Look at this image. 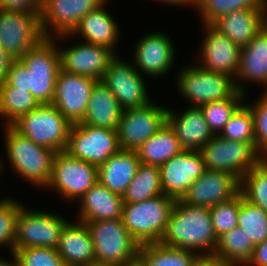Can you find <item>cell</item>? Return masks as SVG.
I'll use <instances>...</instances> for the list:
<instances>
[{
	"instance_id": "cell-30",
	"label": "cell",
	"mask_w": 267,
	"mask_h": 266,
	"mask_svg": "<svg viewBox=\"0 0 267 266\" xmlns=\"http://www.w3.org/2000/svg\"><path fill=\"white\" fill-rule=\"evenodd\" d=\"M184 150L174 130L166 122L159 131L147 139L136 151L140 163L161 166Z\"/></svg>"
},
{
	"instance_id": "cell-20",
	"label": "cell",
	"mask_w": 267,
	"mask_h": 266,
	"mask_svg": "<svg viewBox=\"0 0 267 266\" xmlns=\"http://www.w3.org/2000/svg\"><path fill=\"white\" fill-rule=\"evenodd\" d=\"M134 49L133 65L142 74L166 76L175 62V49L172 40L164 32L145 34L137 40Z\"/></svg>"
},
{
	"instance_id": "cell-33",
	"label": "cell",
	"mask_w": 267,
	"mask_h": 266,
	"mask_svg": "<svg viewBox=\"0 0 267 266\" xmlns=\"http://www.w3.org/2000/svg\"><path fill=\"white\" fill-rule=\"evenodd\" d=\"M162 194L159 166L140 163L123 195V203L143 202Z\"/></svg>"
},
{
	"instance_id": "cell-39",
	"label": "cell",
	"mask_w": 267,
	"mask_h": 266,
	"mask_svg": "<svg viewBox=\"0 0 267 266\" xmlns=\"http://www.w3.org/2000/svg\"><path fill=\"white\" fill-rule=\"evenodd\" d=\"M227 140L252 143L256 147L253 113L247 104H242L219 134Z\"/></svg>"
},
{
	"instance_id": "cell-11",
	"label": "cell",
	"mask_w": 267,
	"mask_h": 266,
	"mask_svg": "<svg viewBox=\"0 0 267 266\" xmlns=\"http://www.w3.org/2000/svg\"><path fill=\"white\" fill-rule=\"evenodd\" d=\"M68 222L61 215L43 210H29L23 206L17 217L14 252L27 247L56 249L61 231Z\"/></svg>"
},
{
	"instance_id": "cell-47",
	"label": "cell",
	"mask_w": 267,
	"mask_h": 266,
	"mask_svg": "<svg viewBox=\"0 0 267 266\" xmlns=\"http://www.w3.org/2000/svg\"><path fill=\"white\" fill-rule=\"evenodd\" d=\"M192 266H230L213 256H200Z\"/></svg>"
},
{
	"instance_id": "cell-22",
	"label": "cell",
	"mask_w": 267,
	"mask_h": 266,
	"mask_svg": "<svg viewBox=\"0 0 267 266\" xmlns=\"http://www.w3.org/2000/svg\"><path fill=\"white\" fill-rule=\"evenodd\" d=\"M107 2L108 0H105L96 9L84 15L71 34L58 35L52 38L54 40L60 38L64 40L66 38L68 39V37L71 39L73 36L75 38L78 35V38L83 37V40H85L83 42L107 47L115 54H118L115 48H117L119 41L120 30L118 22L105 9Z\"/></svg>"
},
{
	"instance_id": "cell-31",
	"label": "cell",
	"mask_w": 267,
	"mask_h": 266,
	"mask_svg": "<svg viewBox=\"0 0 267 266\" xmlns=\"http://www.w3.org/2000/svg\"><path fill=\"white\" fill-rule=\"evenodd\" d=\"M200 256L191 250L158 243L140 245L139 266H192Z\"/></svg>"
},
{
	"instance_id": "cell-45",
	"label": "cell",
	"mask_w": 267,
	"mask_h": 266,
	"mask_svg": "<svg viewBox=\"0 0 267 266\" xmlns=\"http://www.w3.org/2000/svg\"><path fill=\"white\" fill-rule=\"evenodd\" d=\"M267 266V240L256 245L253 255L246 266Z\"/></svg>"
},
{
	"instance_id": "cell-16",
	"label": "cell",
	"mask_w": 267,
	"mask_h": 266,
	"mask_svg": "<svg viewBox=\"0 0 267 266\" xmlns=\"http://www.w3.org/2000/svg\"><path fill=\"white\" fill-rule=\"evenodd\" d=\"M164 195L180 199L207 170L200 151L182 150L159 166Z\"/></svg>"
},
{
	"instance_id": "cell-27",
	"label": "cell",
	"mask_w": 267,
	"mask_h": 266,
	"mask_svg": "<svg viewBox=\"0 0 267 266\" xmlns=\"http://www.w3.org/2000/svg\"><path fill=\"white\" fill-rule=\"evenodd\" d=\"M68 222L61 231L56 248L66 266H93L96 264L93 241L87 225Z\"/></svg>"
},
{
	"instance_id": "cell-25",
	"label": "cell",
	"mask_w": 267,
	"mask_h": 266,
	"mask_svg": "<svg viewBox=\"0 0 267 266\" xmlns=\"http://www.w3.org/2000/svg\"><path fill=\"white\" fill-rule=\"evenodd\" d=\"M167 108V123L174 130L181 147L200 151L213 136L200 107H190L182 113Z\"/></svg>"
},
{
	"instance_id": "cell-49",
	"label": "cell",
	"mask_w": 267,
	"mask_h": 266,
	"mask_svg": "<svg viewBox=\"0 0 267 266\" xmlns=\"http://www.w3.org/2000/svg\"><path fill=\"white\" fill-rule=\"evenodd\" d=\"M12 261L11 260H5L4 258H0V266H13L15 264L14 254H11Z\"/></svg>"
},
{
	"instance_id": "cell-48",
	"label": "cell",
	"mask_w": 267,
	"mask_h": 266,
	"mask_svg": "<svg viewBox=\"0 0 267 266\" xmlns=\"http://www.w3.org/2000/svg\"><path fill=\"white\" fill-rule=\"evenodd\" d=\"M155 1V0H154ZM159 2H163V3H167V4H170V5H179V6H184L187 7L190 5L191 8H194L192 7L194 5V0H157Z\"/></svg>"
},
{
	"instance_id": "cell-15",
	"label": "cell",
	"mask_w": 267,
	"mask_h": 266,
	"mask_svg": "<svg viewBox=\"0 0 267 266\" xmlns=\"http://www.w3.org/2000/svg\"><path fill=\"white\" fill-rule=\"evenodd\" d=\"M99 80L60 70L52 105L71 123L83 120L95 84Z\"/></svg>"
},
{
	"instance_id": "cell-24",
	"label": "cell",
	"mask_w": 267,
	"mask_h": 266,
	"mask_svg": "<svg viewBox=\"0 0 267 266\" xmlns=\"http://www.w3.org/2000/svg\"><path fill=\"white\" fill-rule=\"evenodd\" d=\"M237 91L246 94L245 82L260 84L267 91V25L241 48L239 66L234 79Z\"/></svg>"
},
{
	"instance_id": "cell-34",
	"label": "cell",
	"mask_w": 267,
	"mask_h": 266,
	"mask_svg": "<svg viewBox=\"0 0 267 266\" xmlns=\"http://www.w3.org/2000/svg\"><path fill=\"white\" fill-rule=\"evenodd\" d=\"M40 104L31 92L12 87L7 83H0V117L4 125L10 126L20 116L37 108Z\"/></svg>"
},
{
	"instance_id": "cell-19",
	"label": "cell",
	"mask_w": 267,
	"mask_h": 266,
	"mask_svg": "<svg viewBox=\"0 0 267 266\" xmlns=\"http://www.w3.org/2000/svg\"><path fill=\"white\" fill-rule=\"evenodd\" d=\"M241 181L233 174L206 170L179 199L193 206L212 207L240 193Z\"/></svg>"
},
{
	"instance_id": "cell-40",
	"label": "cell",
	"mask_w": 267,
	"mask_h": 266,
	"mask_svg": "<svg viewBox=\"0 0 267 266\" xmlns=\"http://www.w3.org/2000/svg\"><path fill=\"white\" fill-rule=\"evenodd\" d=\"M23 206L21 202L10 197L0 199V247L5 245L11 254L14 253L17 217Z\"/></svg>"
},
{
	"instance_id": "cell-17",
	"label": "cell",
	"mask_w": 267,
	"mask_h": 266,
	"mask_svg": "<svg viewBox=\"0 0 267 266\" xmlns=\"http://www.w3.org/2000/svg\"><path fill=\"white\" fill-rule=\"evenodd\" d=\"M105 0H44L40 25L44 37L71 34L81 18Z\"/></svg>"
},
{
	"instance_id": "cell-36",
	"label": "cell",
	"mask_w": 267,
	"mask_h": 266,
	"mask_svg": "<svg viewBox=\"0 0 267 266\" xmlns=\"http://www.w3.org/2000/svg\"><path fill=\"white\" fill-rule=\"evenodd\" d=\"M246 94L237 91L232 97L200 106L210 130L219 135L235 111L244 103Z\"/></svg>"
},
{
	"instance_id": "cell-50",
	"label": "cell",
	"mask_w": 267,
	"mask_h": 266,
	"mask_svg": "<svg viewBox=\"0 0 267 266\" xmlns=\"http://www.w3.org/2000/svg\"><path fill=\"white\" fill-rule=\"evenodd\" d=\"M4 168L3 164H2V159L0 160V172H2L1 170Z\"/></svg>"
},
{
	"instance_id": "cell-41",
	"label": "cell",
	"mask_w": 267,
	"mask_h": 266,
	"mask_svg": "<svg viewBox=\"0 0 267 266\" xmlns=\"http://www.w3.org/2000/svg\"><path fill=\"white\" fill-rule=\"evenodd\" d=\"M243 198L244 195L240 192L229 201L209 207L213 229L217 238L237 227L239 205Z\"/></svg>"
},
{
	"instance_id": "cell-6",
	"label": "cell",
	"mask_w": 267,
	"mask_h": 266,
	"mask_svg": "<svg viewBox=\"0 0 267 266\" xmlns=\"http://www.w3.org/2000/svg\"><path fill=\"white\" fill-rule=\"evenodd\" d=\"M71 123L52 104H42L20 116L10 126L36 145L64 151Z\"/></svg>"
},
{
	"instance_id": "cell-2",
	"label": "cell",
	"mask_w": 267,
	"mask_h": 266,
	"mask_svg": "<svg viewBox=\"0 0 267 266\" xmlns=\"http://www.w3.org/2000/svg\"><path fill=\"white\" fill-rule=\"evenodd\" d=\"M166 246L213 256L218 245L209 207L193 206L176 199L160 241Z\"/></svg>"
},
{
	"instance_id": "cell-26",
	"label": "cell",
	"mask_w": 267,
	"mask_h": 266,
	"mask_svg": "<svg viewBox=\"0 0 267 266\" xmlns=\"http://www.w3.org/2000/svg\"><path fill=\"white\" fill-rule=\"evenodd\" d=\"M77 221L84 224L100 220L122 219L123 196L116 194L99 181L79 200Z\"/></svg>"
},
{
	"instance_id": "cell-10",
	"label": "cell",
	"mask_w": 267,
	"mask_h": 266,
	"mask_svg": "<svg viewBox=\"0 0 267 266\" xmlns=\"http://www.w3.org/2000/svg\"><path fill=\"white\" fill-rule=\"evenodd\" d=\"M119 150L117 130L79 122L71 125L64 151L72 157L99 167Z\"/></svg>"
},
{
	"instance_id": "cell-28",
	"label": "cell",
	"mask_w": 267,
	"mask_h": 266,
	"mask_svg": "<svg viewBox=\"0 0 267 266\" xmlns=\"http://www.w3.org/2000/svg\"><path fill=\"white\" fill-rule=\"evenodd\" d=\"M139 164L136 151L120 149L98 167V181L110 191L123 196Z\"/></svg>"
},
{
	"instance_id": "cell-1",
	"label": "cell",
	"mask_w": 267,
	"mask_h": 266,
	"mask_svg": "<svg viewBox=\"0 0 267 266\" xmlns=\"http://www.w3.org/2000/svg\"><path fill=\"white\" fill-rule=\"evenodd\" d=\"M55 43L53 38L45 37L20 59L14 60L4 83L31 92L40 105L52 104L61 70L60 51Z\"/></svg>"
},
{
	"instance_id": "cell-18",
	"label": "cell",
	"mask_w": 267,
	"mask_h": 266,
	"mask_svg": "<svg viewBox=\"0 0 267 266\" xmlns=\"http://www.w3.org/2000/svg\"><path fill=\"white\" fill-rule=\"evenodd\" d=\"M205 36L201 43L197 64L202 69L229 75L233 79L239 66L241 48L212 24H203ZM199 59V61H198Z\"/></svg>"
},
{
	"instance_id": "cell-3",
	"label": "cell",
	"mask_w": 267,
	"mask_h": 266,
	"mask_svg": "<svg viewBox=\"0 0 267 266\" xmlns=\"http://www.w3.org/2000/svg\"><path fill=\"white\" fill-rule=\"evenodd\" d=\"M4 149L12 170L32 186L46 187L52 175L53 160L57 152L36 145L20 135L11 126H4Z\"/></svg>"
},
{
	"instance_id": "cell-46",
	"label": "cell",
	"mask_w": 267,
	"mask_h": 266,
	"mask_svg": "<svg viewBox=\"0 0 267 266\" xmlns=\"http://www.w3.org/2000/svg\"><path fill=\"white\" fill-rule=\"evenodd\" d=\"M15 59L0 46V83L4 82L9 67Z\"/></svg>"
},
{
	"instance_id": "cell-37",
	"label": "cell",
	"mask_w": 267,
	"mask_h": 266,
	"mask_svg": "<svg viewBox=\"0 0 267 266\" xmlns=\"http://www.w3.org/2000/svg\"><path fill=\"white\" fill-rule=\"evenodd\" d=\"M265 0H194L202 24H213L221 16L236 10L258 8Z\"/></svg>"
},
{
	"instance_id": "cell-23",
	"label": "cell",
	"mask_w": 267,
	"mask_h": 266,
	"mask_svg": "<svg viewBox=\"0 0 267 266\" xmlns=\"http://www.w3.org/2000/svg\"><path fill=\"white\" fill-rule=\"evenodd\" d=\"M212 25L239 48H243L267 25V0L258 8L225 14Z\"/></svg>"
},
{
	"instance_id": "cell-14",
	"label": "cell",
	"mask_w": 267,
	"mask_h": 266,
	"mask_svg": "<svg viewBox=\"0 0 267 266\" xmlns=\"http://www.w3.org/2000/svg\"><path fill=\"white\" fill-rule=\"evenodd\" d=\"M121 59L116 54L109 62L101 81L112 91L120 107L136 108L150 103L149 92L143 75L133 63Z\"/></svg>"
},
{
	"instance_id": "cell-21",
	"label": "cell",
	"mask_w": 267,
	"mask_h": 266,
	"mask_svg": "<svg viewBox=\"0 0 267 266\" xmlns=\"http://www.w3.org/2000/svg\"><path fill=\"white\" fill-rule=\"evenodd\" d=\"M59 51L62 70L97 80H101L109 62L116 55L107 47L87 42Z\"/></svg>"
},
{
	"instance_id": "cell-12",
	"label": "cell",
	"mask_w": 267,
	"mask_h": 266,
	"mask_svg": "<svg viewBox=\"0 0 267 266\" xmlns=\"http://www.w3.org/2000/svg\"><path fill=\"white\" fill-rule=\"evenodd\" d=\"M167 122V107L152 101L147 105L124 109L117 129L121 150L138 148Z\"/></svg>"
},
{
	"instance_id": "cell-13",
	"label": "cell",
	"mask_w": 267,
	"mask_h": 266,
	"mask_svg": "<svg viewBox=\"0 0 267 266\" xmlns=\"http://www.w3.org/2000/svg\"><path fill=\"white\" fill-rule=\"evenodd\" d=\"M43 38L40 13L0 9V46L15 60L20 59Z\"/></svg>"
},
{
	"instance_id": "cell-5",
	"label": "cell",
	"mask_w": 267,
	"mask_h": 266,
	"mask_svg": "<svg viewBox=\"0 0 267 266\" xmlns=\"http://www.w3.org/2000/svg\"><path fill=\"white\" fill-rule=\"evenodd\" d=\"M175 202L173 197L162 194L143 202L123 203V224L139 245L158 243Z\"/></svg>"
},
{
	"instance_id": "cell-7",
	"label": "cell",
	"mask_w": 267,
	"mask_h": 266,
	"mask_svg": "<svg viewBox=\"0 0 267 266\" xmlns=\"http://www.w3.org/2000/svg\"><path fill=\"white\" fill-rule=\"evenodd\" d=\"M180 70L176 86L182 97L190 102L189 107L225 100L237 92L235 81L229 75L202 69L196 63Z\"/></svg>"
},
{
	"instance_id": "cell-35",
	"label": "cell",
	"mask_w": 267,
	"mask_h": 266,
	"mask_svg": "<svg viewBox=\"0 0 267 266\" xmlns=\"http://www.w3.org/2000/svg\"><path fill=\"white\" fill-rule=\"evenodd\" d=\"M237 226L247 234L255 246L267 240V212L245 198L239 205Z\"/></svg>"
},
{
	"instance_id": "cell-8",
	"label": "cell",
	"mask_w": 267,
	"mask_h": 266,
	"mask_svg": "<svg viewBox=\"0 0 267 266\" xmlns=\"http://www.w3.org/2000/svg\"><path fill=\"white\" fill-rule=\"evenodd\" d=\"M200 153L207 170L227 172L240 181L263 159L252 143L227 140L220 135H214Z\"/></svg>"
},
{
	"instance_id": "cell-43",
	"label": "cell",
	"mask_w": 267,
	"mask_h": 266,
	"mask_svg": "<svg viewBox=\"0 0 267 266\" xmlns=\"http://www.w3.org/2000/svg\"><path fill=\"white\" fill-rule=\"evenodd\" d=\"M262 94L254 104L247 105L253 113L256 151L263 159H267V91Z\"/></svg>"
},
{
	"instance_id": "cell-42",
	"label": "cell",
	"mask_w": 267,
	"mask_h": 266,
	"mask_svg": "<svg viewBox=\"0 0 267 266\" xmlns=\"http://www.w3.org/2000/svg\"><path fill=\"white\" fill-rule=\"evenodd\" d=\"M13 254L16 266H66L58 251L53 248H20Z\"/></svg>"
},
{
	"instance_id": "cell-32",
	"label": "cell",
	"mask_w": 267,
	"mask_h": 266,
	"mask_svg": "<svg viewBox=\"0 0 267 266\" xmlns=\"http://www.w3.org/2000/svg\"><path fill=\"white\" fill-rule=\"evenodd\" d=\"M255 245L240 228L234 227L218 238L213 257L230 266H246L250 261Z\"/></svg>"
},
{
	"instance_id": "cell-38",
	"label": "cell",
	"mask_w": 267,
	"mask_h": 266,
	"mask_svg": "<svg viewBox=\"0 0 267 266\" xmlns=\"http://www.w3.org/2000/svg\"><path fill=\"white\" fill-rule=\"evenodd\" d=\"M240 192L251 204L267 212V159H262L242 178Z\"/></svg>"
},
{
	"instance_id": "cell-44",
	"label": "cell",
	"mask_w": 267,
	"mask_h": 266,
	"mask_svg": "<svg viewBox=\"0 0 267 266\" xmlns=\"http://www.w3.org/2000/svg\"><path fill=\"white\" fill-rule=\"evenodd\" d=\"M44 0H0V9L13 12L41 13Z\"/></svg>"
},
{
	"instance_id": "cell-29",
	"label": "cell",
	"mask_w": 267,
	"mask_h": 266,
	"mask_svg": "<svg viewBox=\"0 0 267 266\" xmlns=\"http://www.w3.org/2000/svg\"><path fill=\"white\" fill-rule=\"evenodd\" d=\"M123 109L112 91L99 80L87 104L82 124L117 130Z\"/></svg>"
},
{
	"instance_id": "cell-4",
	"label": "cell",
	"mask_w": 267,
	"mask_h": 266,
	"mask_svg": "<svg viewBox=\"0 0 267 266\" xmlns=\"http://www.w3.org/2000/svg\"><path fill=\"white\" fill-rule=\"evenodd\" d=\"M96 265L132 266L137 264L139 243L131 236L122 219L88 222Z\"/></svg>"
},
{
	"instance_id": "cell-9",
	"label": "cell",
	"mask_w": 267,
	"mask_h": 266,
	"mask_svg": "<svg viewBox=\"0 0 267 266\" xmlns=\"http://www.w3.org/2000/svg\"><path fill=\"white\" fill-rule=\"evenodd\" d=\"M98 182V167L69 155L56 153L48 190L58 192L63 199L76 202Z\"/></svg>"
}]
</instances>
